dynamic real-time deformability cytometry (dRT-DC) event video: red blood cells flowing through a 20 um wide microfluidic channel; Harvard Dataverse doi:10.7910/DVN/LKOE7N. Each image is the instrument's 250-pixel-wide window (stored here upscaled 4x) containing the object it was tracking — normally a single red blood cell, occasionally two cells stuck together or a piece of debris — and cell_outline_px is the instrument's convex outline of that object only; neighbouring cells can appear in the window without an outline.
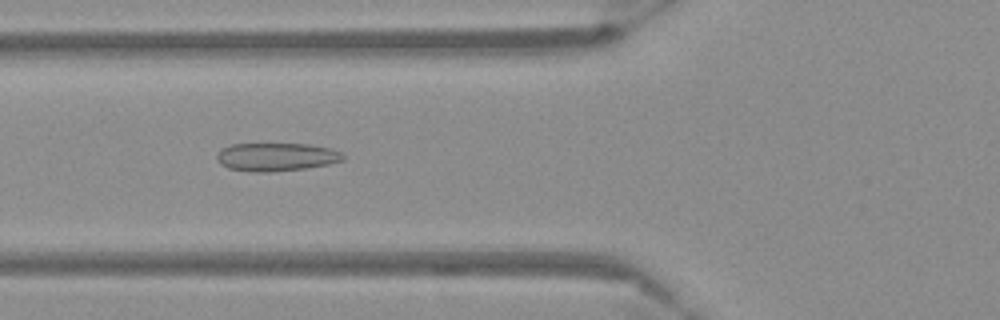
{"species": "Egyptian fruit bat (a non-hibernating species)", "species_latin": "Rousettus aegyptiacus", "temperature_condition": "warm", "stored_images_in_passage": 54, "camera_frame_rate_fps": 3000, "um_per_image_px": 0.085, "frame": {"image": 1, "passage_image": 20, "time_ms": 6.333, "image_size_px": [1000, 320], "cell_outline_px": [[344, 160], [328, 164], [304, 168], [272, 172], [252, 172], [228, 168], [220, 164], [216, 160], [216, 152], [220, 148], [232, 144], [312, 144], [332, 148], [340, 152], [344, 156]], "centroid_in_image_um": [23.44, 13.33], "position_along_channel_um": 102.4, "area_um2": 20.98}}
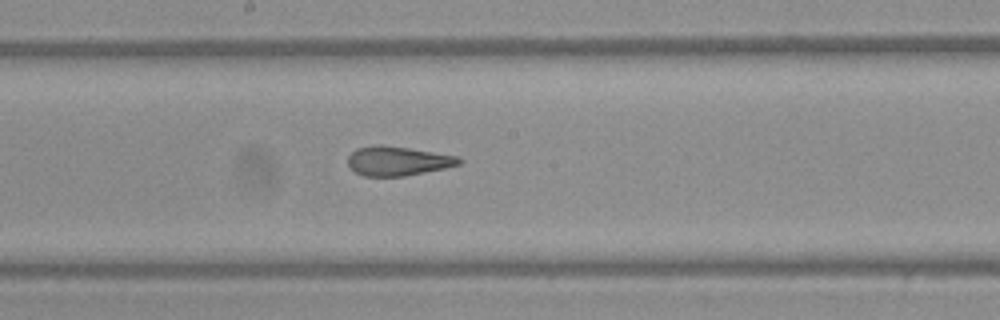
{"frame": {"image": 2, "passage_image": 29, "time_ms": 9.333, "image_size_px": [1000, 320], "cell_outline_px": [[464, 160], [460, 164], [444, 168], [404, 176], [364, 176], [356, 172], [348, 164], [348, 156], [356, 148], [380, 144], [408, 148], [460, 156]], "centroid_in_image_um": [33.83, 13.67], "position_along_channel_um": 214.4, "area_um2": 18.9}}
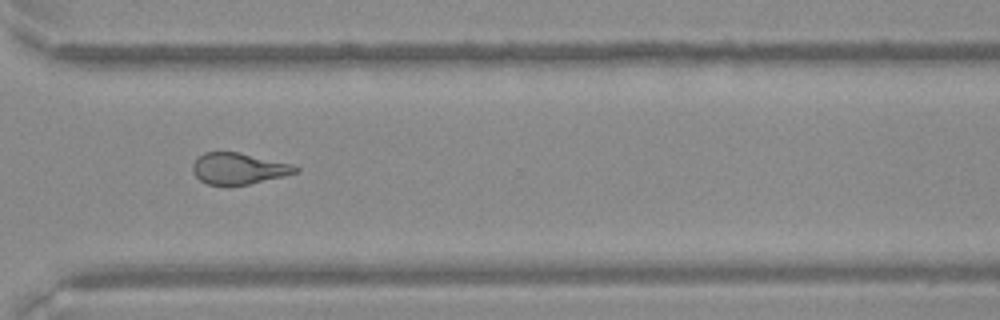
{"frame": {"image": 3, "passage_image": 40, "time_ms": 13.0, "image_size_px": [1000, 320], "cell_outline_px": [[300, 172], [284, 176], [248, 184], [228, 188], [208, 184], [200, 180], [192, 172], [192, 164], [204, 152], [240, 152], [292, 164], [300, 168]], "centroid_in_image_um": [20.28, 14.36], "position_along_channel_um": 350.3, "area_um2": 19.19}}